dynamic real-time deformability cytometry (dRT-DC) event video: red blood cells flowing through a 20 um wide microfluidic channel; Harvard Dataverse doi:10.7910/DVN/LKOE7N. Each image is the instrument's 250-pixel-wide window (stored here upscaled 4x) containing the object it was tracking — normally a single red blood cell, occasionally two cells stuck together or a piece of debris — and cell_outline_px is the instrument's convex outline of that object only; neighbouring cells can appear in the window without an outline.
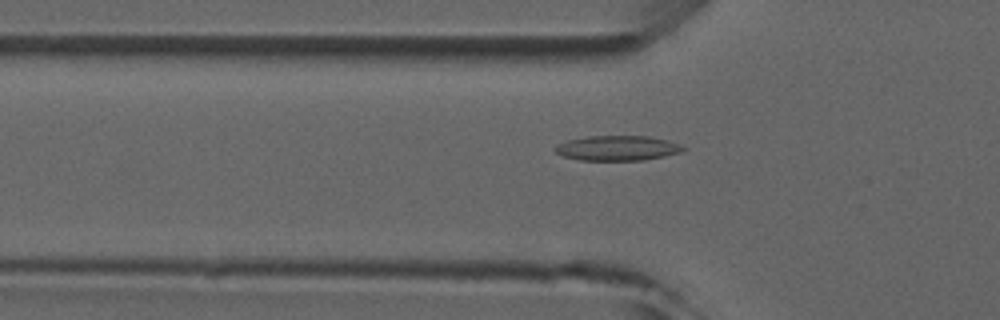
{"species": "common noctule bat (a hibernating species)", "species_latin": "Nyctalus noctula", "temperature_condition": "room temperature", "stored_images_in_passage": 7, "camera_frame_rate_fps": 3000, "um_per_image_px": 0.085, "animal": {"sex": "male", "forearm_length_mm": 52.5}, "frame": {"image": 1, "passage_image": 6, "time_ms": 6.667, "image_size_px": [1000, 320], "cell_outline_px": [[688, 148], [680, 152], [664, 156], [644, 160], [580, 160], [564, 156], [556, 152], [552, 148], [556, 144], [568, 140], [588, 136], [648, 136], [668, 140], [680, 144]], "centroid_in_image_um": [52.48, 12.58], "position_along_channel_um": 73.3, "area_um2": 18.67}}
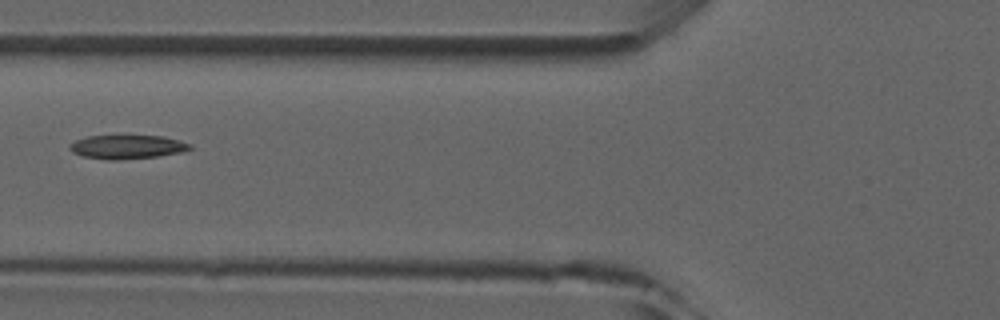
{"frame": {"image": 2, "passage_image": 7, "time_ms": 7.667, "image_size_px": [1000, 320], "cell_outline_px": [[192, 148], [184, 152], [156, 156], [116, 160], [108, 160], [84, 156], [72, 152], [68, 148], [68, 144], [76, 140], [88, 136], [164, 136], [180, 140], [192, 144]], "centroid_in_image_um": [10.82, 12.48], "position_along_channel_um": 115.0, "area_um2": 16.7}}